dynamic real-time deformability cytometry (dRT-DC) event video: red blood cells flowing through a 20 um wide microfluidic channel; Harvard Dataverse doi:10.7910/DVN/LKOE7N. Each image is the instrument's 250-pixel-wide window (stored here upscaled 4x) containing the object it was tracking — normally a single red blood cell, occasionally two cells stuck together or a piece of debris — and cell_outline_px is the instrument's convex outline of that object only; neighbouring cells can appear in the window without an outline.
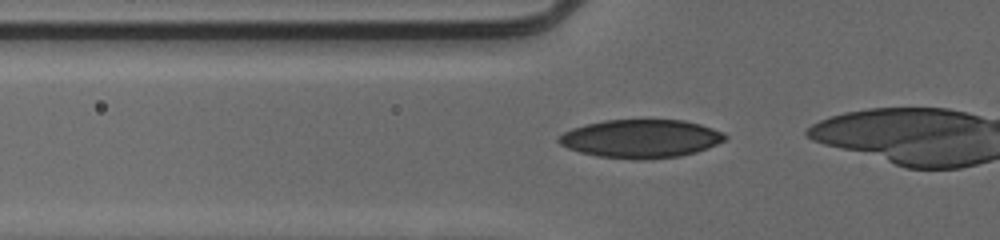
{"species": "human", "species_latin": "Homo sapiens", "temperature_condition": "cold", "stored_images_in_passage": 27, "camera_frame_rate_fps": 3000, "um_per_image_px": 0.085, "donor": {"sex": "male"}, "frame": {"image": 1, "passage_image": 2, "time_ms": 0.333, "image_size_px": [1000, 240], "cell_outline_px": [[728, 136], [724, 140], [708, 148], [696, 152], [680, 156], [648, 160], [632, 160], [596, 156], [580, 152], [568, 148], [560, 144], [556, 140], [564, 132], [572, 128], [584, 124], [604, 120], [684, 120], [700, 124], [724, 132]], "centroid_in_image_um": [54.47, 11.79], "position_along_channel_um": 71.3, "area_um2": 37.45}}
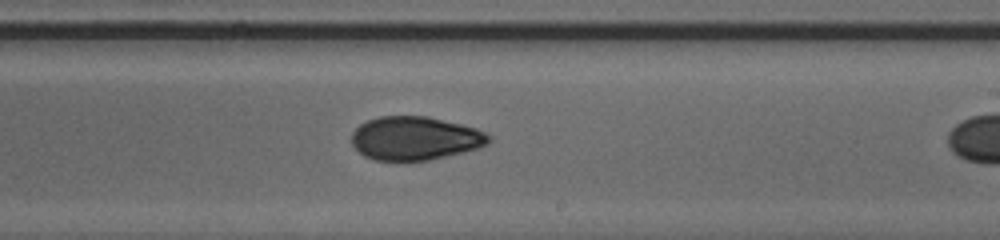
{"frame": {"image": 2, "passage_image": 16, "time_ms": 5.0, "image_size_px": [1000, 240], "cell_outline_px": [[492, 140], [488, 144], [480, 148], [428, 160], [376, 160], [364, 156], [352, 144], [352, 132], [360, 124], [368, 120], [380, 116], [428, 116], [476, 128], [492, 136]], "centroid_in_image_um": [35.3, 11.75], "position_along_channel_um": 253.7, "area_um2": 34.74}}
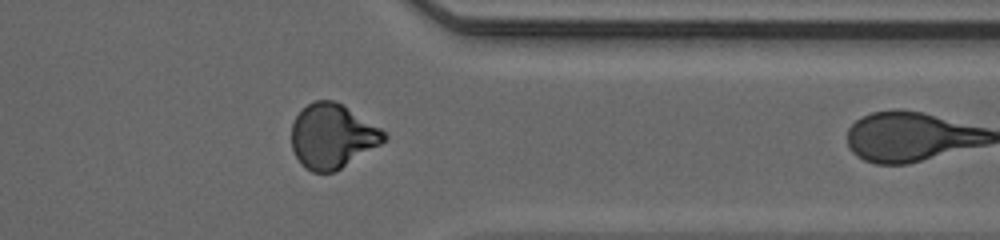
{"frame": {"image": 3, "passage_image": 26, "time_ms": 8.333, "image_size_px": [1000, 240], "cell_outline_px": [[388, 136], [380, 144], [336, 172], [312, 172], [304, 168], [300, 164], [292, 148], [292, 124], [296, 116], [312, 100], [332, 100], [344, 104], [380, 128]], "centroid_in_image_um": [28.23, 11.57], "position_along_channel_um": 383.2, "area_um2": 34.74}}